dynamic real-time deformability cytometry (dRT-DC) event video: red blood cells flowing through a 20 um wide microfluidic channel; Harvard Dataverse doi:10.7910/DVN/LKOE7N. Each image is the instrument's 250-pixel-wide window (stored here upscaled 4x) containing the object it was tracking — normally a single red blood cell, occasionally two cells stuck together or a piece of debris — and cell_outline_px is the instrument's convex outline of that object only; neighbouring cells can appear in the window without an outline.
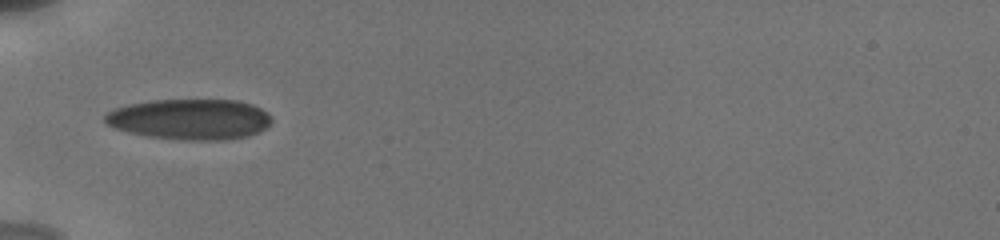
{"species": "human", "species_latin": "Homo sapiens", "temperature_condition": "cold", "stored_images_in_passage": 47, "camera_frame_rate_fps": 3000, "um_per_image_px": 0.085, "donor": {"sex": "male"}, "frame": {"image": 1, "passage_image": 1, "time_ms": 0.0, "image_size_px": [1000, 240], "cell_outline_px": [[272, 120], [264, 128], [248, 136], [224, 140], [180, 140], [148, 136], [128, 132], [112, 128], [104, 120], [104, 116], [112, 108], [128, 104], [152, 100], [236, 100], [252, 104], [260, 108]], "centroid_in_image_um": [16.07, 10.13], "position_along_channel_um": 68.9, "area_um2": 39.42}}
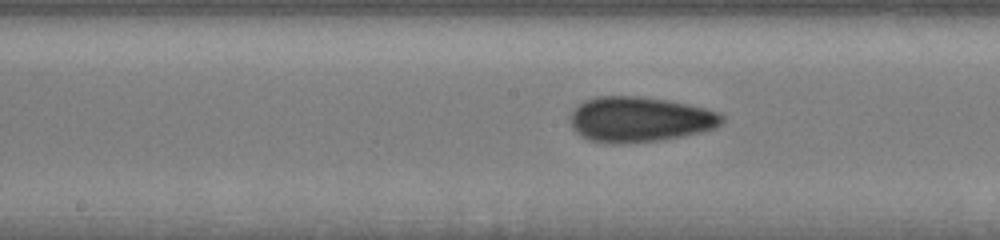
{"frame": {"image": 2, "passage_image": 19, "time_ms": 3.333, "image_size_px": [1000, 240], "cell_outline_px": [[724, 120], [716, 128], [684, 136], [660, 140], [620, 144], [608, 144], [588, 140], [580, 136], [572, 128], [568, 116], [584, 100], [596, 96], [640, 96], [668, 100], [688, 104], [720, 112], [724, 116]], "centroid_in_image_um": [54.35, 10.15], "position_along_channel_um": 193.8, "area_um2": 40.46}}
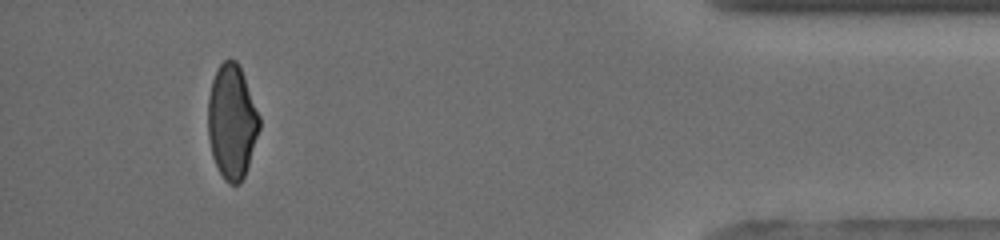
{"frame": {"image": 3, "passage_image": 43, "time_ms": 10.333, "image_size_px": [1000, 240], "cell_outline_px": [[260, 128], [244, 176], [240, 184], [228, 184], [224, 180], [212, 156], [208, 136], [208, 96], [212, 80], [220, 64], [224, 60], [236, 60], [244, 76], [260, 116]], "centroid_in_image_um": [19.7, 10.35], "position_along_channel_um": 415.5, "area_um2": 34.04}, "authors_computed_cell_mechanics": {"area_um2": 39.3618, "velocity_mm_per_s": 3.8575, "shape_relaxation_time_tau1_ms": 7.4811, "shape_relaxation_time_tau2_ms": 1.7145, "deformation_change_tau1": 0.1624, "deformation_change_tau2": 0.0761}}